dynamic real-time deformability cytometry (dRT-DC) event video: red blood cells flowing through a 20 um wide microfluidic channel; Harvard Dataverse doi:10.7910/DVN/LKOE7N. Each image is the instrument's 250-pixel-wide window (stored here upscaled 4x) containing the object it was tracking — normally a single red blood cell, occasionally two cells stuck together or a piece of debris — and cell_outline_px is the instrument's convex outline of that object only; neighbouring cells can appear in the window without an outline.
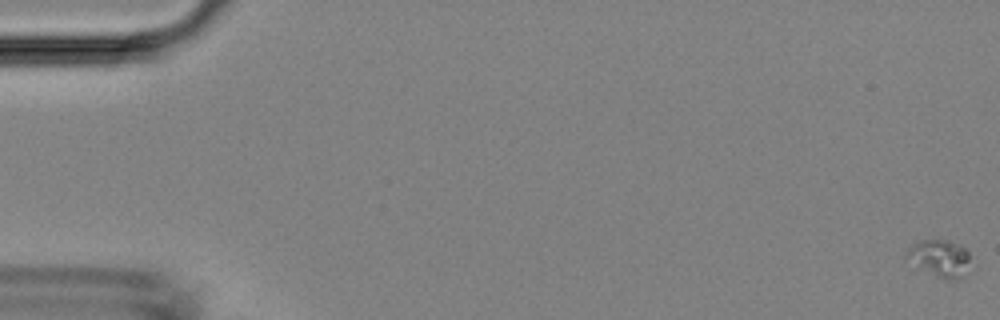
{"species": "Egyptian fruit bat (a non-hibernating species)", "species_latin": "Rousettus aegyptiacus", "temperature_condition": "room temperature", "stored_images_in_passage": 7, "camera_frame_rate_fps": 3000, "um_per_image_px": 0.085, "animal": {"sex": "female"}, "frame": {"image": 1, "passage_image": 1, "time_ms": 0.0, "image_size_px": [1000, 320], "cell_outline_px": [[968, 260], [960, 276], [956, 280], [944, 280], [936, 276], [904, 256], [904, 252], [912, 244], [920, 240], [948, 240], [964, 248], [968, 252]], "centroid_in_image_um": [79.81, 21.91], "position_along_channel_um": 5.2, "area_um2": 13.06}}